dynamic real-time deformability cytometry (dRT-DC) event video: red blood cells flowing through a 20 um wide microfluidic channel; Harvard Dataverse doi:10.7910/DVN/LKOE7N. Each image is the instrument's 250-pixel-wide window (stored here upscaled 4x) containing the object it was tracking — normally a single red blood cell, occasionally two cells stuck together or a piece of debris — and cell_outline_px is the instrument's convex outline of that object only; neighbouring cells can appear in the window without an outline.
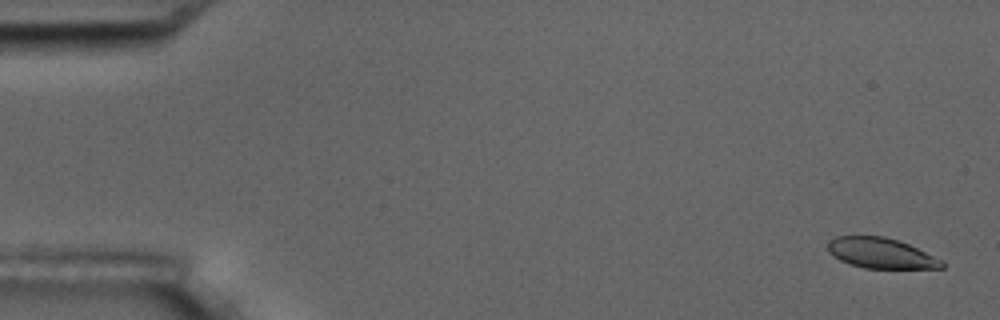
{"species": "common noctule bat (a hibernating species)", "species_latin": "Nyctalus noctula", "temperature_condition": "room temperature", "stored_images_in_passage": 17, "camera_frame_rate_fps": 3000, "um_per_image_px": 0.085, "animal": {"sex": "male", "body_mass_g": 17.5, "forearm_length_mm": 52.3}, "frame": {"image": 1, "passage_image": 1, "time_ms": 0.0, "image_size_px": [1000, 320], "cell_outline_px": [[944, 268], [864, 268], [848, 264], [832, 256], [828, 252], [828, 240], [836, 236], [884, 236], [908, 244], [944, 260]], "centroid_in_image_um": [74.86, 21.52], "position_along_channel_um": 10.1, "area_um2": 20.29}}
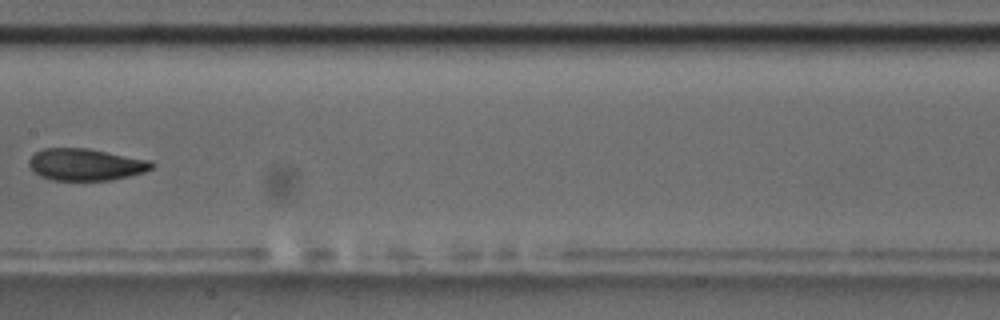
{"frame": {"image": 2, "passage_image": 9, "time_ms": 9.333, "image_size_px": [1000, 320], "cell_outline_px": [[156, 164], [152, 168], [144, 172], [112, 180], [52, 180], [40, 176], [32, 172], [28, 164], [28, 160], [36, 152], [44, 148], [88, 148], [152, 160]], "centroid_in_image_um": [7.29, 13.98], "position_along_channel_um": 200.1, "area_um2": 23.06}}
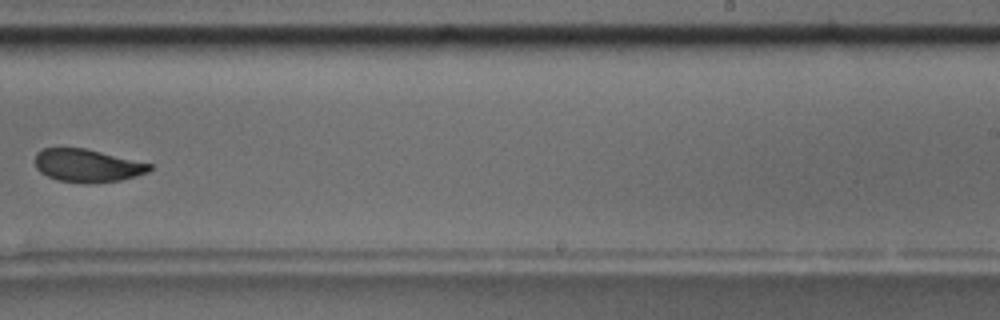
{"frame": {"image": 3, "passage_image": 11, "time_ms": 11.667, "image_size_px": [1000, 320], "cell_outline_px": [[152, 168], [148, 172], [136, 176], [120, 180], [56, 180], [40, 172], [36, 168], [36, 152], [44, 148], [84, 148], [152, 164]], "centroid_in_image_um": [7.41, 14.03], "position_along_channel_um": 281.6, "area_um2": 20.98}, "authors_computed_cell_mechanics": {"area_um2": 23.0622, "velocity_mm_per_s": 3.4951, "shape_relaxation_time_tau1_ms": 4.3355, "shape_relaxation_time_tau2_ms": 2.201, "deformation_change_tau1": 0.1254, "deformation_change_tau2": 0.0838}}